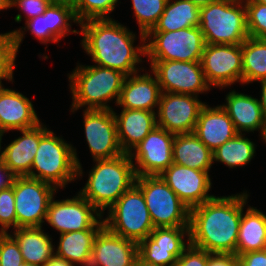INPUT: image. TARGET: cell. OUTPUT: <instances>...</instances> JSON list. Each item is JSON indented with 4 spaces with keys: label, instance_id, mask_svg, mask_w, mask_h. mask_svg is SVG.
<instances>
[{
    "label": "cell",
    "instance_id": "obj_31",
    "mask_svg": "<svg viewBox=\"0 0 266 266\" xmlns=\"http://www.w3.org/2000/svg\"><path fill=\"white\" fill-rule=\"evenodd\" d=\"M99 230L61 233L55 255L74 265L89 266L93 242Z\"/></svg>",
    "mask_w": 266,
    "mask_h": 266
},
{
    "label": "cell",
    "instance_id": "obj_13",
    "mask_svg": "<svg viewBox=\"0 0 266 266\" xmlns=\"http://www.w3.org/2000/svg\"><path fill=\"white\" fill-rule=\"evenodd\" d=\"M149 67L162 92L199 96V93L206 94L211 89L200 61H150Z\"/></svg>",
    "mask_w": 266,
    "mask_h": 266
},
{
    "label": "cell",
    "instance_id": "obj_14",
    "mask_svg": "<svg viewBox=\"0 0 266 266\" xmlns=\"http://www.w3.org/2000/svg\"><path fill=\"white\" fill-rule=\"evenodd\" d=\"M200 62L211 88L242 85V44H205Z\"/></svg>",
    "mask_w": 266,
    "mask_h": 266
},
{
    "label": "cell",
    "instance_id": "obj_47",
    "mask_svg": "<svg viewBox=\"0 0 266 266\" xmlns=\"http://www.w3.org/2000/svg\"><path fill=\"white\" fill-rule=\"evenodd\" d=\"M190 1H192L195 5L202 7L208 5L209 3L216 2L218 0H190Z\"/></svg>",
    "mask_w": 266,
    "mask_h": 266
},
{
    "label": "cell",
    "instance_id": "obj_29",
    "mask_svg": "<svg viewBox=\"0 0 266 266\" xmlns=\"http://www.w3.org/2000/svg\"><path fill=\"white\" fill-rule=\"evenodd\" d=\"M266 249V215L255 207L242 211L236 255Z\"/></svg>",
    "mask_w": 266,
    "mask_h": 266
},
{
    "label": "cell",
    "instance_id": "obj_49",
    "mask_svg": "<svg viewBox=\"0 0 266 266\" xmlns=\"http://www.w3.org/2000/svg\"><path fill=\"white\" fill-rule=\"evenodd\" d=\"M51 3H56V4H70L73 5L75 0H48Z\"/></svg>",
    "mask_w": 266,
    "mask_h": 266
},
{
    "label": "cell",
    "instance_id": "obj_23",
    "mask_svg": "<svg viewBox=\"0 0 266 266\" xmlns=\"http://www.w3.org/2000/svg\"><path fill=\"white\" fill-rule=\"evenodd\" d=\"M139 73L126 76L117 106L155 112L162 94L158 79L152 71Z\"/></svg>",
    "mask_w": 266,
    "mask_h": 266
},
{
    "label": "cell",
    "instance_id": "obj_28",
    "mask_svg": "<svg viewBox=\"0 0 266 266\" xmlns=\"http://www.w3.org/2000/svg\"><path fill=\"white\" fill-rule=\"evenodd\" d=\"M173 163L200 171H210L213 152L194 133L177 134L172 145Z\"/></svg>",
    "mask_w": 266,
    "mask_h": 266
},
{
    "label": "cell",
    "instance_id": "obj_32",
    "mask_svg": "<svg viewBox=\"0 0 266 266\" xmlns=\"http://www.w3.org/2000/svg\"><path fill=\"white\" fill-rule=\"evenodd\" d=\"M266 80V40L248 37L242 43V84Z\"/></svg>",
    "mask_w": 266,
    "mask_h": 266
},
{
    "label": "cell",
    "instance_id": "obj_40",
    "mask_svg": "<svg viewBox=\"0 0 266 266\" xmlns=\"http://www.w3.org/2000/svg\"><path fill=\"white\" fill-rule=\"evenodd\" d=\"M208 252L189 245L173 266H207Z\"/></svg>",
    "mask_w": 266,
    "mask_h": 266
},
{
    "label": "cell",
    "instance_id": "obj_37",
    "mask_svg": "<svg viewBox=\"0 0 266 266\" xmlns=\"http://www.w3.org/2000/svg\"><path fill=\"white\" fill-rule=\"evenodd\" d=\"M249 37L266 40V5L244 0Z\"/></svg>",
    "mask_w": 266,
    "mask_h": 266
},
{
    "label": "cell",
    "instance_id": "obj_3",
    "mask_svg": "<svg viewBox=\"0 0 266 266\" xmlns=\"http://www.w3.org/2000/svg\"><path fill=\"white\" fill-rule=\"evenodd\" d=\"M72 95L71 112L85 109L113 110L109 103L115 99L116 105L126 75L120 71L98 65H81L68 73ZM86 106V107H85Z\"/></svg>",
    "mask_w": 266,
    "mask_h": 266
},
{
    "label": "cell",
    "instance_id": "obj_26",
    "mask_svg": "<svg viewBox=\"0 0 266 266\" xmlns=\"http://www.w3.org/2000/svg\"><path fill=\"white\" fill-rule=\"evenodd\" d=\"M226 103L222 108L227 112L238 133L253 132L260 130L262 137L266 121L258 98L244 93L236 92L235 89L226 94Z\"/></svg>",
    "mask_w": 266,
    "mask_h": 266
},
{
    "label": "cell",
    "instance_id": "obj_4",
    "mask_svg": "<svg viewBox=\"0 0 266 266\" xmlns=\"http://www.w3.org/2000/svg\"><path fill=\"white\" fill-rule=\"evenodd\" d=\"M93 162L87 183L79 193L104 215V211L135 184L137 176L127 153Z\"/></svg>",
    "mask_w": 266,
    "mask_h": 266
},
{
    "label": "cell",
    "instance_id": "obj_17",
    "mask_svg": "<svg viewBox=\"0 0 266 266\" xmlns=\"http://www.w3.org/2000/svg\"><path fill=\"white\" fill-rule=\"evenodd\" d=\"M175 135L157 126L129 153L136 176L161 175L172 163Z\"/></svg>",
    "mask_w": 266,
    "mask_h": 266
},
{
    "label": "cell",
    "instance_id": "obj_12",
    "mask_svg": "<svg viewBox=\"0 0 266 266\" xmlns=\"http://www.w3.org/2000/svg\"><path fill=\"white\" fill-rule=\"evenodd\" d=\"M72 22L79 24L73 5L51 3L42 15L25 21V27L9 32L13 34L18 53L25 31H31L30 34L35 36L42 44L58 43L69 33L79 34L78 30L71 29Z\"/></svg>",
    "mask_w": 266,
    "mask_h": 266
},
{
    "label": "cell",
    "instance_id": "obj_8",
    "mask_svg": "<svg viewBox=\"0 0 266 266\" xmlns=\"http://www.w3.org/2000/svg\"><path fill=\"white\" fill-rule=\"evenodd\" d=\"M151 221L155 228L189 227L190 209L160 175L137 176Z\"/></svg>",
    "mask_w": 266,
    "mask_h": 266
},
{
    "label": "cell",
    "instance_id": "obj_6",
    "mask_svg": "<svg viewBox=\"0 0 266 266\" xmlns=\"http://www.w3.org/2000/svg\"><path fill=\"white\" fill-rule=\"evenodd\" d=\"M205 44H242L248 37L244 0H218L200 7Z\"/></svg>",
    "mask_w": 266,
    "mask_h": 266
},
{
    "label": "cell",
    "instance_id": "obj_15",
    "mask_svg": "<svg viewBox=\"0 0 266 266\" xmlns=\"http://www.w3.org/2000/svg\"><path fill=\"white\" fill-rule=\"evenodd\" d=\"M85 138L93 160L116 158L122 151L113 110L84 109Z\"/></svg>",
    "mask_w": 266,
    "mask_h": 266
},
{
    "label": "cell",
    "instance_id": "obj_24",
    "mask_svg": "<svg viewBox=\"0 0 266 266\" xmlns=\"http://www.w3.org/2000/svg\"><path fill=\"white\" fill-rule=\"evenodd\" d=\"M193 133L212 152L238 134L222 106L210 107L208 104L202 107Z\"/></svg>",
    "mask_w": 266,
    "mask_h": 266
},
{
    "label": "cell",
    "instance_id": "obj_35",
    "mask_svg": "<svg viewBox=\"0 0 266 266\" xmlns=\"http://www.w3.org/2000/svg\"><path fill=\"white\" fill-rule=\"evenodd\" d=\"M117 0H75V16L79 23L91 19H110L109 14L117 6Z\"/></svg>",
    "mask_w": 266,
    "mask_h": 266
},
{
    "label": "cell",
    "instance_id": "obj_21",
    "mask_svg": "<svg viewBox=\"0 0 266 266\" xmlns=\"http://www.w3.org/2000/svg\"><path fill=\"white\" fill-rule=\"evenodd\" d=\"M49 129L41 121L36 127L19 130L22 134L5 146L1 151L2 137L0 138V159L16 177L28 176L36 155L41 137Z\"/></svg>",
    "mask_w": 266,
    "mask_h": 266
},
{
    "label": "cell",
    "instance_id": "obj_44",
    "mask_svg": "<svg viewBox=\"0 0 266 266\" xmlns=\"http://www.w3.org/2000/svg\"><path fill=\"white\" fill-rule=\"evenodd\" d=\"M15 175L0 159V190L7 189L13 185Z\"/></svg>",
    "mask_w": 266,
    "mask_h": 266
},
{
    "label": "cell",
    "instance_id": "obj_53",
    "mask_svg": "<svg viewBox=\"0 0 266 266\" xmlns=\"http://www.w3.org/2000/svg\"><path fill=\"white\" fill-rule=\"evenodd\" d=\"M254 1L266 5V0H254Z\"/></svg>",
    "mask_w": 266,
    "mask_h": 266
},
{
    "label": "cell",
    "instance_id": "obj_11",
    "mask_svg": "<svg viewBox=\"0 0 266 266\" xmlns=\"http://www.w3.org/2000/svg\"><path fill=\"white\" fill-rule=\"evenodd\" d=\"M51 199L45 221L59 231L67 233L82 230H100L103 215L79 192L73 198Z\"/></svg>",
    "mask_w": 266,
    "mask_h": 266
},
{
    "label": "cell",
    "instance_id": "obj_7",
    "mask_svg": "<svg viewBox=\"0 0 266 266\" xmlns=\"http://www.w3.org/2000/svg\"><path fill=\"white\" fill-rule=\"evenodd\" d=\"M104 226L123 238L137 243L155 229L141 189L134 184L109 209Z\"/></svg>",
    "mask_w": 266,
    "mask_h": 266
},
{
    "label": "cell",
    "instance_id": "obj_2",
    "mask_svg": "<svg viewBox=\"0 0 266 266\" xmlns=\"http://www.w3.org/2000/svg\"><path fill=\"white\" fill-rule=\"evenodd\" d=\"M82 49L91 56L95 65L114 69L126 76L140 71L142 56H146L145 43L134 46L135 33L113 18L91 19L79 23Z\"/></svg>",
    "mask_w": 266,
    "mask_h": 266
},
{
    "label": "cell",
    "instance_id": "obj_51",
    "mask_svg": "<svg viewBox=\"0 0 266 266\" xmlns=\"http://www.w3.org/2000/svg\"><path fill=\"white\" fill-rule=\"evenodd\" d=\"M20 266H39L37 264H32V263H27V262H24L22 265Z\"/></svg>",
    "mask_w": 266,
    "mask_h": 266
},
{
    "label": "cell",
    "instance_id": "obj_38",
    "mask_svg": "<svg viewBox=\"0 0 266 266\" xmlns=\"http://www.w3.org/2000/svg\"><path fill=\"white\" fill-rule=\"evenodd\" d=\"M0 227L5 233H8L10 227L17 228L13 185L0 190Z\"/></svg>",
    "mask_w": 266,
    "mask_h": 266
},
{
    "label": "cell",
    "instance_id": "obj_43",
    "mask_svg": "<svg viewBox=\"0 0 266 266\" xmlns=\"http://www.w3.org/2000/svg\"><path fill=\"white\" fill-rule=\"evenodd\" d=\"M207 266H239V259L235 254L208 252Z\"/></svg>",
    "mask_w": 266,
    "mask_h": 266
},
{
    "label": "cell",
    "instance_id": "obj_42",
    "mask_svg": "<svg viewBox=\"0 0 266 266\" xmlns=\"http://www.w3.org/2000/svg\"><path fill=\"white\" fill-rule=\"evenodd\" d=\"M238 259L239 266H266V249L243 253Z\"/></svg>",
    "mask_w": 266,
    "mask_h": 266
},
{
    "label": "cell",
    "instance_id": "obj_30",
    "mask_svg": "<svg viewBox=\"0 0 266 266\" xmlns=\"http://www.w3.org/2000/svg\"><path fill=\"white\" fill-rule=\"evenodd\" d=\"M200 7L190 0H167L157 24L149 32H169L199 26Z\"/></svg>",
    "mask_w": 266,
    "mask_h": 266
},
{
    "label": "cell",
    "instance_id": "obj_9",
    "mask_svg": "<svg viewBox=\"0 0 266 266\" xmlns=\"http://www.w3.org/2000/svg\"><path fill=\"white\" fill-rule=\"evenodd\" d=\"M145 39L149 61L198 62L205 47L199 26L169 32H148Z\"/></svg>",
    "mask_w": 266,
    "mask_h": 266
},
{
    "label": "cell",
    "instance_id": "obj_39",
    "mask_svg": "<svg viewBox=\"0 0 266 266\" xmlns=\"http://www.w3.org/2000/svg\"><path fill=\"white\" fill-rule=\"evenodd\" d=\"M24 263L16 240L6 233L0 239V266H20Z\"/></svg>",
    "mask_w": 266,
    "mask_h": 266
},
{
    "label": "cell",
    "instance_id": "obj_22",
    "mask_svg": "<svg viewBox=\"0 0 266 266\" xmlns=\"http://www.w3.org/2000/svg\"><path fill=\"white\" fill-rule=\"evenodd\" d=\"M40 122L33 103L22 93L0 85V133L25 130Z\"/></svg>",
    "mask_w": 266,
    "mask_h": 266
},
{
    "label": "cell",
    "instance_id": "obj_1",
    "mask_svg": "<svg viewBox=\"0 0 266 266\" xmlns=\"http://www.w3.org/2000/svg\"><path fill=\"white\" fill-rule=\"evenodd\" d=\"M249 194L215 196L190 209V245L209 253L236 255L239 224Z\"/></svg>",
    "mask_w": 266,
    "mask_h": 266
},
{
    "label": "cell",
    "instance_id": "obj_45",
    "mask_svg": "<svg viewBox=\"0 0 266 266\" xmlns=\"http://www.w3.org/2000/svg\"><path fill=\"white\" fill-rule=\"evenodd\" d=\"M261 85V98H259V103L262 109L263 117L266 121V80L259 82Z\"/></svg>",
    "mask_w": 266,
    "mask_h": 266
},
{
    "label": "cell",
    "instance_id": "obj_25",
    "mask_svg": "<svg viewBox=\"0 0 266 266\" xmlns=\"http://www.w3.org/2000/svg\"><path fill=\"white\" fill-rule=\"evenodd\" d=\"M114 110L120 147L124 153L129 154L157 127L156 112L122 108L118 115Z\"/></svg>",
    "mask_w": 266,
    "mask_h": 266
},
{
    "label": "cell",
    "instance_id": "obj_54",
    "mask_svg": "<svg viewBox=\"0 0 266 266\" xmlns=\"http://www.w3.org/2000/svg\"><path fill=\"white\" fill-rule=\"evenodd\" d=\"M6 233L0 228V239L5 235Z\"/></svg>",
    "mask_w": 266,
    "mask_h": 266
},
{
    "label": "cell",
    "instance_id": "obj_34",
    "mask_svg": "<svg viewBox=\"0 0 266 266\" xmlns=\"http://www.w3.org/2000/svg\"><path fill=\"white\" fill-rule=\"evenodd\" d=\"M131 2L140 30V44L145 43V35L157 24L167 0H131Z\"/></svg>",
    "mask_w": 266,
    "mask_h": 266
},
{
    "label": "cell",
    "instance_id": "obj_19",
    "mask_svg": "<svg viewBox=\"0 0 266 266\" xmlns=\"http://www.w3.org/2000/svg\"><path fill=\"white\" fill-rule=\"evenodd\" d=\"M160 176L189 209L215 197L208 194L212 187L209 171L172 163Z\"/></svg>",
    "mask_w": 266,
    "mask_h": 266
},
{
    "label": "cell",
    "instance_id": "obj_46",
    "mask_svg": "<svg viewBox=\"0 0 266 266\" xmlns=\"http://www.w3.org/2000/svg\"><path fill=\"white\" fill-rule=\"evenodd\" d=\"M45 266H75L74 264L68 262L67 260L54 255ZM77 266V265H76Z\"/></svg>",
    "mask_w": 266,
    "mask_h": 266
},
{
    "label": "cell",
    "instance_id": "obj_10",
    "mask_svg": "<svg viewBox=\"0 0 266 266\" xmlns=\"http://www.w3.org/2000/svg\"><path fill=\"white\" fill-rule=\"evenodd\" d=\"M57 189L49 183L27 176L15 177L13 192L17 228L42 227L48 206Z\"/></svg>",
    "mask_w": 266,
    "mask_h": 266
},
{
    "label": "cell",
    "instance_id": "obj_52",
    "mask_svg": "<svg viewBox=\"0 0 266 266\" xmlns=\"http://www.w3.org/2000/svg\"><path fill=\"white\" fill-rule=\"evenodd\" d=\"M261 139H263V141L266 143V124H265V130H264V133H263Z\"/></svg>",
    "mask_w": 266,
    "mask_h": 266
},
{
    "label": "cell",
    "instance_id": "obj_50",
    "mask_svg": "<svg viewBox=\"0 0 266 266\" xmlns=\"http://www.w3.org/2000/svg\"><path fill=\"white\" fill-rule=\"evenodd\" d=\"M135 266H161V265H153V264L145 263L138 257Z\"/></svg>",
    "mask_w": 266,
    "mask_h": 266
},
{
    "label": "cell",
    "instance_id": "obj_27",
    "mask_svg": "<svg viewBox=\"0 0 266 266\" xmlns=\"http://www.w3.org/2000/svg\"><path fill=\"white\" fill-rule=\"evenodd\" d=\"M10 232L19 245L24 262L45 266L55 255L52 238L42 227H19Z\"/></svg>",
    "mask_w": 266,
    "mask_h": 266
},
{
    "label": "cell",
    "instance_id": "obj_18",
    "mask_svg": "<svg viewBox=\"0 0 266 266\" xmlns=\"http://www.w3.org/2000/svg\"><path fill=\"white\" fill-rule=\"evenodd\" d=\"M189 240V227L155 228L138 243V257L145 263L173 266L190 245Z\"/></svg>",
    "mask_w": 266,
    "mask_h": 266
},
{
    "label": "cell",
    "instance_id": "obj_48",
    "mask_svg": "<svg viewBox=\"0 0 266 266\" xmlns=\"http://www.w3.org/2000/svg\"><path fill=\"white\" fill-rule=\"evenodd\" d=\"M11 8V0H0V11Z\"/></svg>",
    "mask_w": 266,
    "mask_h": 266
},
{
    "label": "cell",
    "instance_id": "obj_41",
    "mask_svg": "<svg viewBox=\"0 0 266 266\" xmlns=\"http://www.w3.org/2000/svg\"><path fill=\"white\" fill-rule=\"evenodd\" d=\"M51 4L48 0H11V7H17L23 11L25 20H30L38 15H42Z\"/></svg>",
    "mask_w": 266,
    "mask_h": 266
},
{
    "label": "cell",
    "instance_id": "obj_5",
    "mask_svg": "<svg viewBox=\"0 0 266 266\" xmlns=\"http://www.w3.org/2000/svg\"><path fill=\"white\" fill-rule=\"evenodd\" d=\"M82 175V164L76 149L49 129L40 139L27 177L49 183L56 189H63Z\"/></svg>",
    "mask_w": 266,
    "mask_h": 266
},
{
    "label": "cell",
    "instance_id": "obj_20",
    "mask_svg": "<svg viewBox=\"0 0 266 266\" xmlns=\"http://www.w3.org/2000/svg\"><path fill=\"white\" fill-rule=\"evenodd\" d=\"M138 243L103 226L95 236L89 266H135Z\"/></svg>",
    "mask_w": 266,
    "mask_h": 266
},
{
    "label": "cell",
    "instance_id": "obj_16",
    "mask_svg": "<svg viewBox=\"0 0 266 266\" xmlns=\"http://www.w3.org/2000/svg\"><path fill=\"white\" fill-rule=\"evenodd\" d=\"M205 104L198 96L162 92L156 111L157 126L174 135L193 133Z\"/></svg>",
    "mask_w": 266,
    "mask_h": 266
},
{
    "label": "cell",
    "instance_id": "obj_33",
    "mask_svg": "<svg viewBox=\"0 0 266 266\" xmlns=\"http://www.w3.org/2000/svg\"><path fill=\"white\" fill-rule=\"evenodd\" d=\"M238 133L213 151V161L221 162L229 168L244 167L249 164L256 153L255 143Z\"/></svg>",
    "mask_w": 266,
    "mask_h": 266
},
{
    "label": "cell",
    "instance_id": "obj_36",
    "mask_svg": "<svg viewBox=\"0 0 266 266\" xmlns=\"http://www.w3.org/2000/svg\"><path fill=\"white\" fill-rule=\"evenodd\" d=\"M17 50L13 34L10 32L0 34V85L2 80L13 82V72Z\"/></svg>",
    "mask_w": 266,
    "mask_h": 266
}]
</instances>
